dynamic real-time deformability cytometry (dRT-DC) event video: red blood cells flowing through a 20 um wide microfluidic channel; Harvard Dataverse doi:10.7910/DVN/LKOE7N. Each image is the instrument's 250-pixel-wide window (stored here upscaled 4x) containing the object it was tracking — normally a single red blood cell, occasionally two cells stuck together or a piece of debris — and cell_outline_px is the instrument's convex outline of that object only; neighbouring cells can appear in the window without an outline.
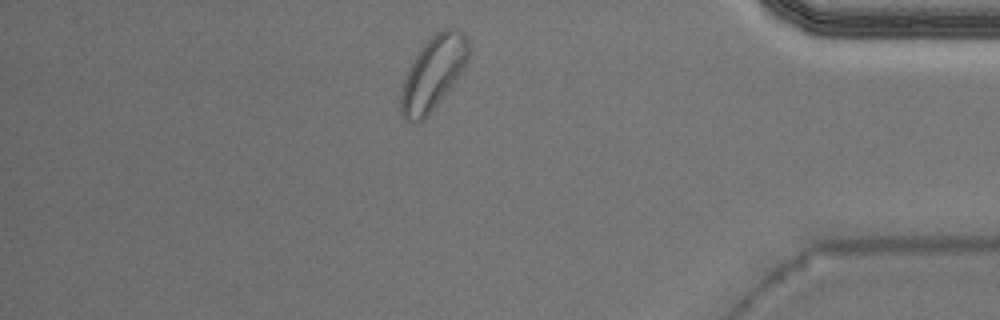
{"species": "Egyptian fruit bat (a non-hibernating species)", "species_latin": "Rousettus aegyptiacus", "temperature_condition": "warm", "stored_images_in_passage": 36, "camera_frame_rate_fps": 3000, "um_per_image_px": 0.085, "animal": {"sex": "male"}, "frame": {"image": 1, "passage_image": 31, "time_ms": 10.0, "image_size_px": [1000, 320], "cell_outline_px": [[468, 60], [452, 84], [428, 116], [420, 124], [412, 124], [404, 120], [400, 112], [400, 92], [404, 80], [412, 60], [420, 48], [436, 32], [444, 28], [456, 28], [468, 40]], "centroid_in_image_um": [36.76, 6.27], "position_along_channel_um": 398.4, "area_um2": 28.78}}